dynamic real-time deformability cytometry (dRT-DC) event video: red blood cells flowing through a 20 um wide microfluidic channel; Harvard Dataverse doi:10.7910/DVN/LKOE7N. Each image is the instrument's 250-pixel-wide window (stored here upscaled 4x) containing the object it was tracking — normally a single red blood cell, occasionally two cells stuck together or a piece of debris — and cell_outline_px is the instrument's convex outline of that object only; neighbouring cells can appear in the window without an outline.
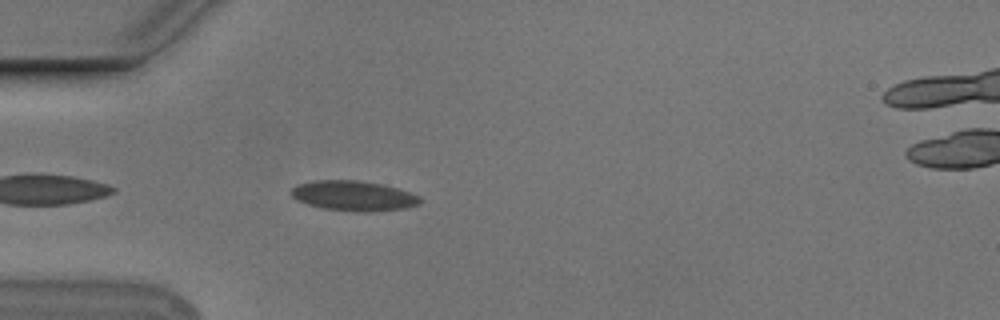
{"species": "Egyptian fruit bat (a non-hibernating species)", "species_latin": "Rousettus aegyptiacus", "temperature_condition": "cold", "stored_images_in_passage": 40, "camera_frame_rate_fps": 3000, "um_per_image_px": 0.085, "animal": {"sex": "male"}, "frame": {"image": 1, "passage_image": 2, "time_ms": 0.333, "image_size_px": [1000, 320], "cell_outline_px": [[424, 200], [420, 204], [408, 208], [372, 212], [356, 212], [324, 208], [308, 204], [296, 200], [288, 192], [292, 188], [300, 184], [316, 180], [356, 180], [380, 184], [396, 188], [420, 196]], "centroid_in_image_um": [30.08, 16.66], "position_along_channel_um": 54.9, "area_um2": 22.66}}
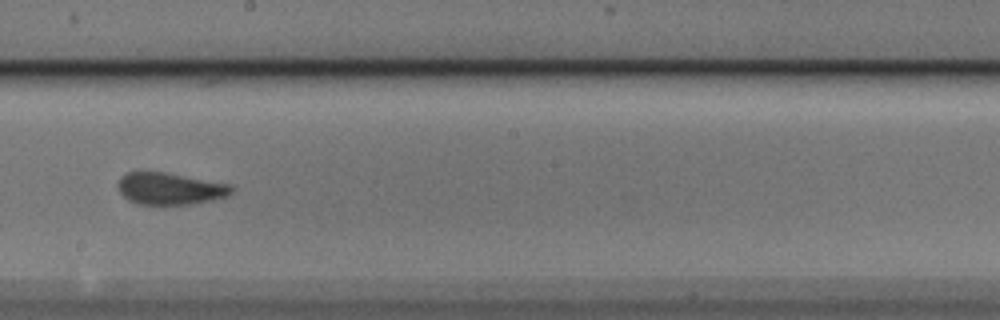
{"frame": {"image": 2, "passage_image": 17, "time_ms": 5.333, "image_size_px": [1000, 320], "cell_outline_px": [[232, 192], [228, 196], [212, 200], [192, 204], [140, 204], [128, 200], [120, 192], [116, 184], [128, 172], [164, 172], [232, 184]], "centroid_in_image_um": [14.48, 16.04], "position_along_channel_um": 233.7, "area_um2": 20.98}}
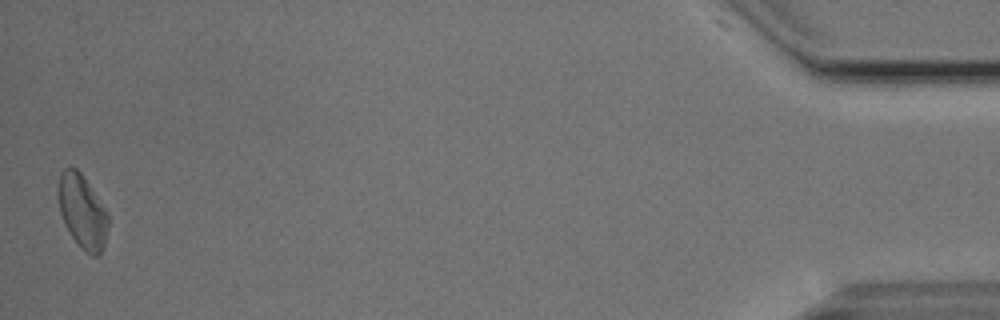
{"frame": {"image": 3, "passage_image": 40, "time_ms": 13.0, "image_size_px": [1000, 320], "cell_outline_px": [[108, 228], [104, 248], [96, 256], [92, 256], [84, 252], [80, 248], [64, 224], [60, 212], [60, 172], [64, 168], [76, 168], [80, 172], [104, 208], [108, 216]], "centroid_in_image_um": [7.02, 18.05], "position_along_channel_um": 428.2, "area_um2": 20.87}, "authors_computed_cell_mechanics": {"area_um2": 21.1259, "velocity_mm_per_s": 3.7356, "shape_relaxation_time_tau1_ms": 4.5557, "shape_relaxation_time_tau2_ms": 0.9866, "deformation_change_tau1": 0.1036, "deformation_change_tau2": 0.0463}}